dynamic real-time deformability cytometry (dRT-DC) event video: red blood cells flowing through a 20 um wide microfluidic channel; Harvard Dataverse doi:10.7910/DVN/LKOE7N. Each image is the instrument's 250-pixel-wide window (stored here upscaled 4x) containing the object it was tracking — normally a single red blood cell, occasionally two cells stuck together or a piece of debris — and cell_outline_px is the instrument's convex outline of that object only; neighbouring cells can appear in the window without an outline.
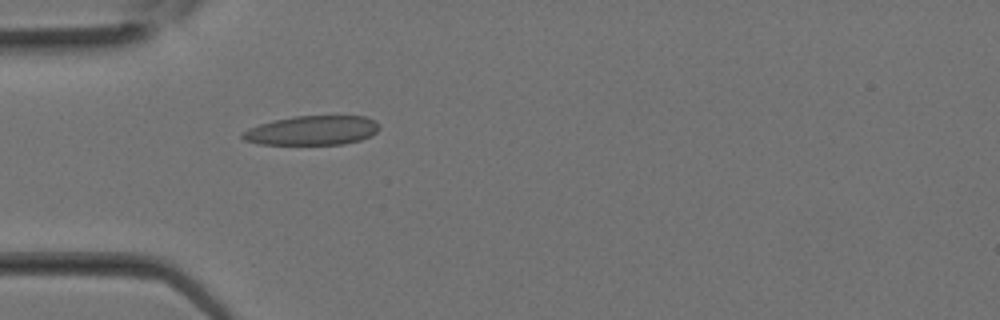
{"species": "Egyptian fruit bat (a non-hibernating species)", "species_latin": "Rousettus aegyptiacus", "temperature_condition": "room temperature", "stored_images_in_passage": 3, "camera_frame_rate_fps": 3000, "um_per_image_px": 0.085, "animal": {"sex": "female"}, "frame": {"image": 1, "passage_image": 1, "time_ms": 0.0, "image_size_px": [1000, 320], "cell_outline_px": [[380, 128], [372, 136], [360, 140], [344, 144], [260, 144], [244, 140], [240, 136], [240, 132], [248, 128], [260, 124], [276, 120], [296, 116], [364, 116], [376, 120], [380, 124]], "centroid_in_image_um": [26.56, 11.09], "position_along_channel_um": 58.4, "area_um2": 23.47}}
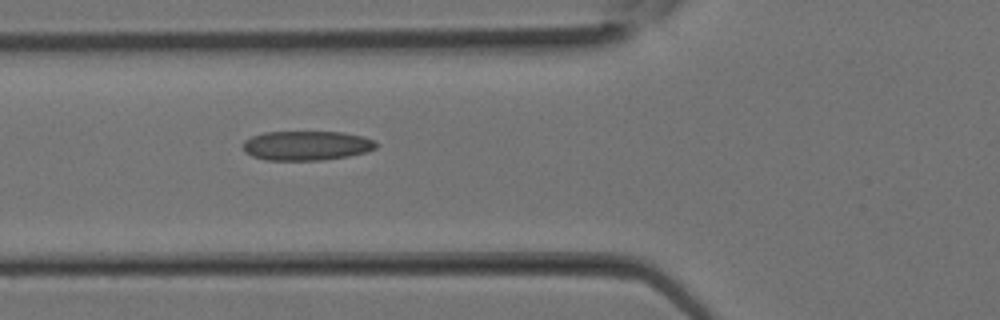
{"frame": {"image": 2, "passage_image": 3, "time_ms": 0.667, "image_size_px": [1000, 320], "cell_outline_px": [[376, 148], [364, 152], [348, 156], [320, 160], [264, 160], [252, 156], [244, 152], [244, 140], [252, 136], [264, 132], [344, 132], [364, 136], [372, 140], [376, 144]], "centroid_in_image_um": [26.03, 12.37], "position_along_channel_um": 99.8, "area_um2": 22.77}}